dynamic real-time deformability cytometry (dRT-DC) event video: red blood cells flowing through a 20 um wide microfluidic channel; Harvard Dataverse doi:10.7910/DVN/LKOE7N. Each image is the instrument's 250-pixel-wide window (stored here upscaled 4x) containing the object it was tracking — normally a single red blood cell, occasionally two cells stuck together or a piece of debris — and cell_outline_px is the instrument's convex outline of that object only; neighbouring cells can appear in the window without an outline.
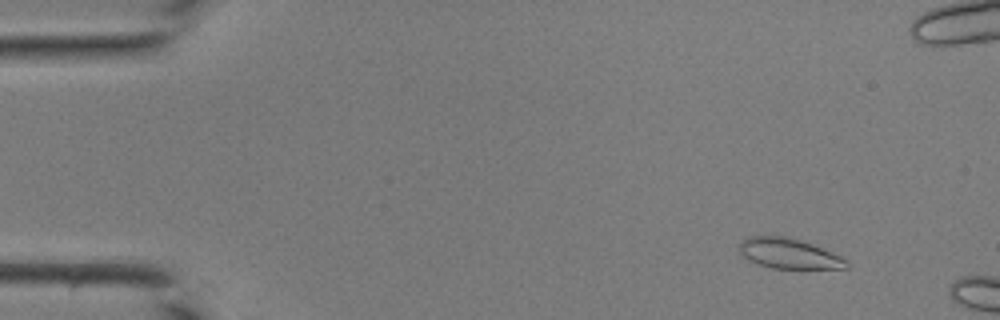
{"species": "common noctule bat (a hibernating species)", "species_latin": "Nyctalus noctula", "temperature_condition": "room temperature", "stored_images_in_passage": 8, "camera_frame_rate_fps": 3000, "um_per_image_px": 0.085, "animal": {"sex": "male", "body_mass_g": 19.0, "forearm_length_mm": 50.8}, "frame": {"image": 1, "passage_image": 5, "time_ms": 1.333, "image_size_px": [1000, 320], "cell_outline_px": [[848, 268], [772, 268], [748, 260], [740, 252], [740, 244], [748, 236], [788, 236], [812, 244], [840, 256], [848, 260]], "centroid_in_image_um": [67.06, 21.54], "position_along_channel_um": 17.9, "area_um2": 18.55}}